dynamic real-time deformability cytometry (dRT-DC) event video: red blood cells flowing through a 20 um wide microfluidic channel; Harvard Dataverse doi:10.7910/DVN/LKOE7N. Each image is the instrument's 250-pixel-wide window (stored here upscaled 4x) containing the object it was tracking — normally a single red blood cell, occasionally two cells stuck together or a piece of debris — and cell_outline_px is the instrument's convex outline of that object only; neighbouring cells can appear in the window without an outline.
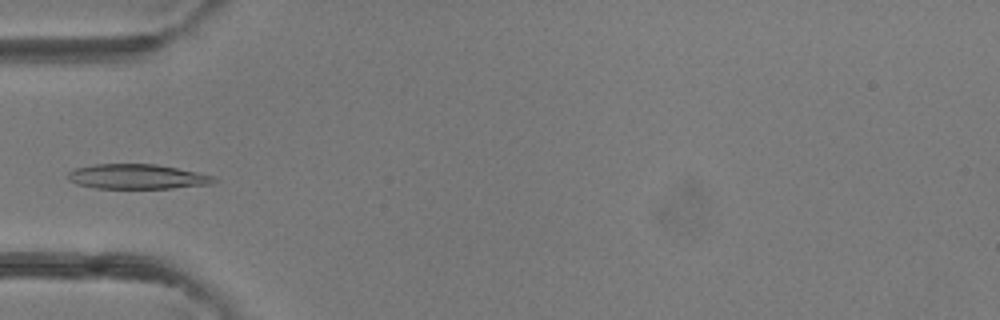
{"species": "common noctule bat (a hibernating species)", "species_latin": "Nyctalus noctula", "temperature_condition": "room temperature", "stored_images_in_passage": 4, "camera_frame_rate_fps": 3000, "um_per_image_px": 0.085, "animal": {"sex": "female"}, "frame": {"image": 1, "passage_image": 4, "time_ms": 3.333, "image_size_px": [1000, 320], "cell_outline_px": [[220, 180], [216, 184], [172, 188], [96, 188], [76, 184], [68, 180], [68, 172], [72, 168], [96, 164], [156, 164], [216, 176]], "centroid_in_image_um": [11.7, 15.01], "position_along_channel_um": 73.3, "area_um2": 21.39}}